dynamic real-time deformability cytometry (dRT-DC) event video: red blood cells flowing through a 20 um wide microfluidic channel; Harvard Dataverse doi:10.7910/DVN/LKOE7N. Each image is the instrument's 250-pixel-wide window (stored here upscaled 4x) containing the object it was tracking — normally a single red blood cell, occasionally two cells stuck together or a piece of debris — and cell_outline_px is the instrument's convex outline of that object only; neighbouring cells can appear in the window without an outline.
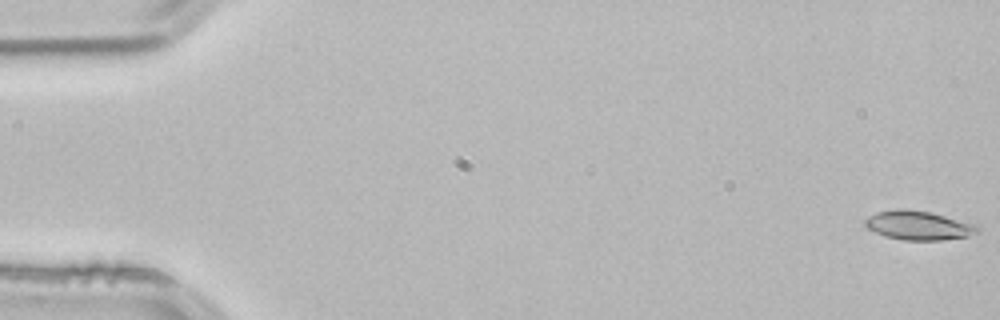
{"species": "common noctule bat (a hibernating species)", "species_latin": "Nyctalus noctula", "temperature_condition": "room temperature", "stored_images_in_passage": 54, "camera_frame_rate_fps": 3000, "um_per_image_px": 0.085, "animal": {"sex": "male", "body_mass_g": 21.5, "forearm_length_mm": 52.0}, "frame": {"image": 1, "passage_image": 1, "time_ms": 0.0, "image_size_px": [1000, 320], "cell_outline_px": [[980, 232], [968, 236], [940, 240], [904, 240], [884, 236], [868, 228], [864, 224], [864, 220], [868, 216], [876, 212], [900, 208], [932, 212], [976, 224], [980, 228]], "centroid_in_image_um": [78.08, 19.15], "position_along_channel_um": 6.9, "area_um2": 19.13}}
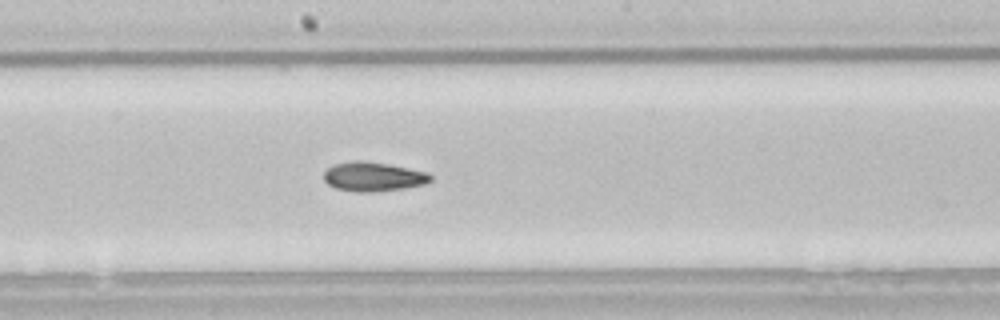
{"frame": {"image": 2, "passage_image": 29, "time_ms": 9.333, "image_size_px": [1000, 320], "cell_outline_px": [[432, 180], [424, 184], [404, 188], [372, 192], [356, 192], [336, 188], [328, 184], [324, 180], [324, 172], [332, 164], [356, 160], [360, 160], [384, 164], [428, 172], [432, 176]], "centroid_in_image_um": [31.7, 15.02], "position_along_channel_um": 216.5, "area_um2": 18.03}}
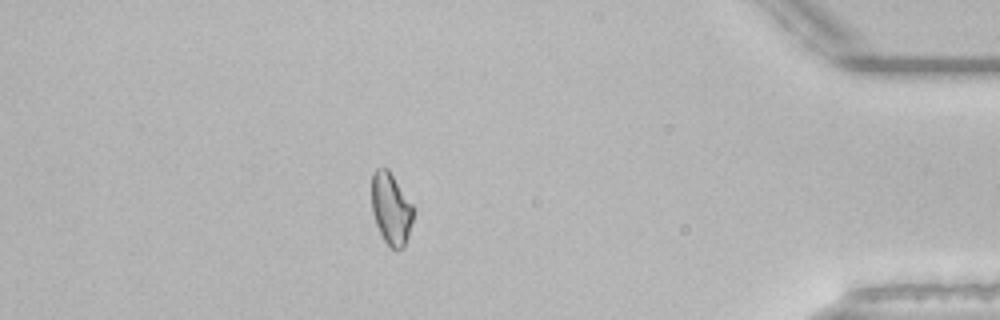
{"frame": {"image": 3, "passage_image": 47, "time_ms": 15.333, "image_size_px": [1000, 320], "cell_outline_px": [[412, 220], [408, 236], [404, 248], [396, 252], [384, 240], [376, 224], [372, 212], [372, 172], [376, 168], [388, 168], [412, 204]], "centroid_in_image_um": [33.22, 17.75], "position_along_channel_um": 402.0, "area_um2": 17.34}, "authors_computed_cell_mechanics": {"area_um2": 18.0336, "velocity_mm_per_s": 3.827, "shape_relaxation_time_tau1_ms": null, "shape_relaxation_time_tau2_ms": 1.8795, "deformation_change_tau1": null, "deformation_change_tau2": 0.0691}}